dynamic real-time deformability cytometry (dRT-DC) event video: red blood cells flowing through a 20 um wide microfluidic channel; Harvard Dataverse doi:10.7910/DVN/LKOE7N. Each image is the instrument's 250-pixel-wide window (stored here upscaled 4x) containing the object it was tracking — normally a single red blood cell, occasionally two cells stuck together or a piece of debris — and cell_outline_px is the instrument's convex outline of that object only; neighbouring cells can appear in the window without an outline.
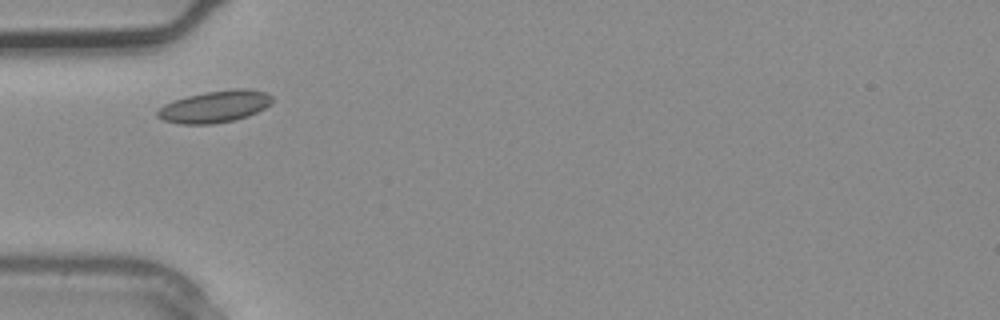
{"species": "common noctule bat (a hibernating species)", "species_latin": "Nyctalus noctula", "temperature_condition": "warm", "stored_images_in_passage": 1, "camera_frame_rate_fps": 3000, "um_per_image_px": 0.085, "animal": {"sex": "male", "body_mass_g": 20.4}, "frame": {"image": 1, "passage_image": 1, "time_ms": 0.0, "image_size_px": [1000, 320], "cell_outline_px": [[272, 104], [248, 116], [232, 120], [212, 124], [180, 124], [164, 120], [156, 116], [156, 112], [164, 104], [172, 100], [204, 92], [232, 88], [248, 88], [264, 92], [272, 96]], "centroid_in_image_um": [18.25, 9.05], "position_along_channel_um": 66.7, "area_um2": 21.39}}